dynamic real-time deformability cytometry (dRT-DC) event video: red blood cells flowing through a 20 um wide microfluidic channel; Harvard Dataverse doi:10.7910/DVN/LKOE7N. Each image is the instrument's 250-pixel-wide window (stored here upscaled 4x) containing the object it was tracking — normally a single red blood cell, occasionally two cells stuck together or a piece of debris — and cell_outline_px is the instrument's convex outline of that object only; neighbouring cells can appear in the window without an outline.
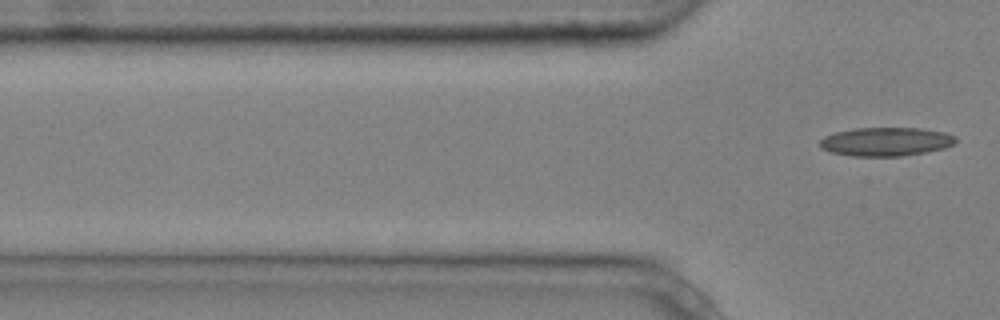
{"species": "common noctule bat (a hibernating species)", "species_latin": "Nyctalus noctula", "temperature_condition": "cold", "stored_images_in_passage": 3, "segment_of_instrument_passage": [2, 2], "camera_frame_rate_fps": 3000, "um_per_image_px": 0.085, "animal": {"sex": "male", "body_mass_g": 20.4}, "frame": {"image": 1, "passage_image": 3, "time_ms": 0.667, "image_size_px": [1000, 320], "cell_outline_px": [[956, 140], [952, 144], [944, 148], [924, 152], [900, 156], [852, 156], [832, 152], [820, 148], [820, 140], [824, 136], [836, 132], [856, 128], [920, 128], [944, 132], [956, 136]], "centroid_in_image_um": [75.28, 12.04], "position_along_channel_um": 50.5, "area_um2": 22.54}}